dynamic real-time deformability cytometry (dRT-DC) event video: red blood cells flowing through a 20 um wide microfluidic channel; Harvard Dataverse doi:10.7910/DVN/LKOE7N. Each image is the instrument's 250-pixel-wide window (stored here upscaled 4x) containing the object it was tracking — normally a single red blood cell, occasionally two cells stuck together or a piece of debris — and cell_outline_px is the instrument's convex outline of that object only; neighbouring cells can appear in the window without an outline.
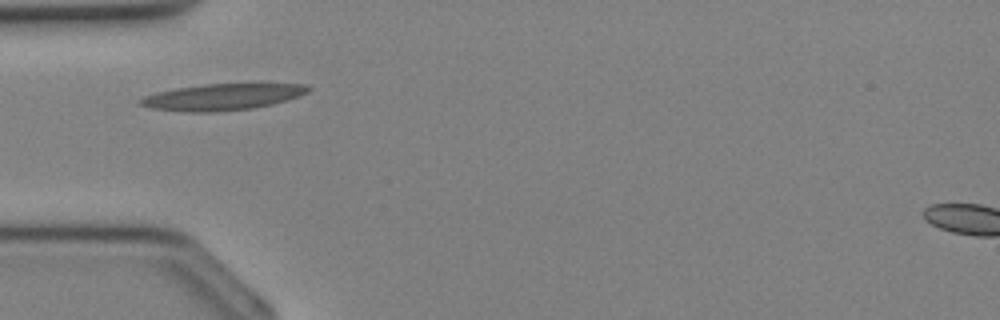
{"species": "Egyptian fruit bat (a non-hibernating species)", "species_latin": "Rousettus aegyptiacus", "temperature_condition": "cold", "stored_images_in_passage": 23, "camera_frame_rate_fps": 3000, "um_per_image_px": 0.085, "animal": {"sex": "female"}, "frame": {"image": 1, "passage_image": 2, "time_ms": 0.333, "image_size_px": [1000, 320], "cell_outline_px": [[312, 88], [308, 92], [300, 96], [288, 100], [272, 104], [252, 108], [216, 112], [188, 112], [152, 108], [140, 104], [136, 100], [144, 96], [156, 92], [176, 88], [204, 84], [304, 84]], "centroid_in_image_um": [18.89, 8.24], "position_along_channel_um": 66.1, "area_um2": 25.78}}
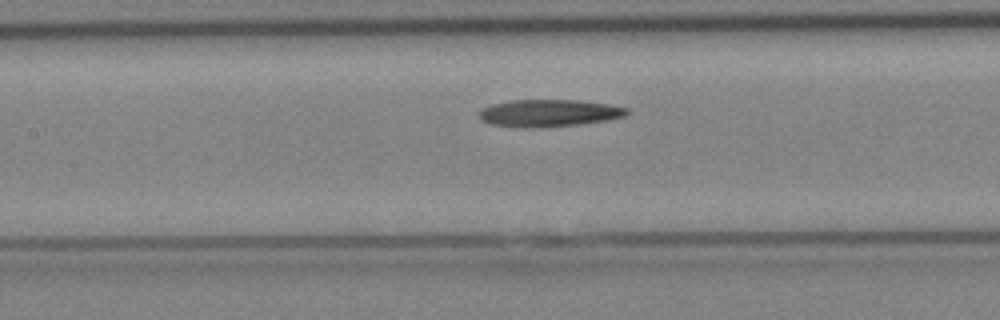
{"frame": {"image": 2, "passage_image": 7, "time_ms": 2.0, "image_size_px": [1000, 320], "cell_outline_px": [[628, 112], [624, 116], [608, 120], [544, 128], [492, 124], [480, 120], [476, 112], [480, 108], [492, 104], [512, 100], [580, 100], [612, 104], [628, 108]], "centroid_in_image_um": [46.65, 9.59], "position_along_channel_um": 160.8, "area_um2": 23.47}}
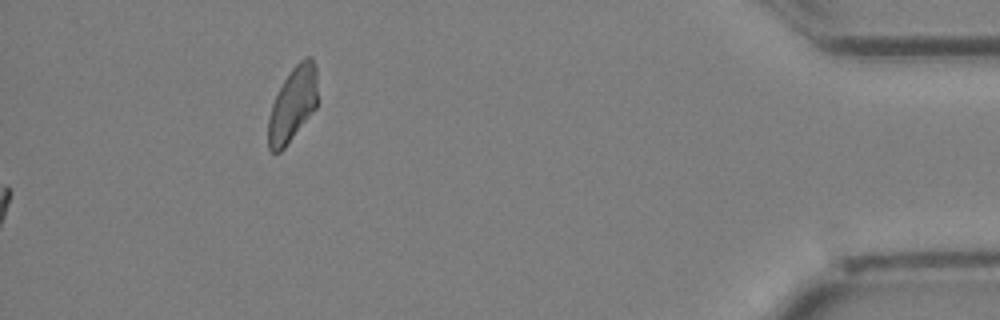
{"frame": {"image": 3, "passage_image": 23, "time_ms": 7.333, "image_size_px": [1000, 320], "cell_outline_px": [[316, 108], [284, 148], [280, 152], [272, 152], [268, 148], [268, 120], [272, 104], [284, 80], [292, 68], [304, 56], [312, 56], [316, 68]], "centroid_in_image_um": [24.87, 8.86], "position_along_channel_um": 410.3, "area_um2": 21.15}}